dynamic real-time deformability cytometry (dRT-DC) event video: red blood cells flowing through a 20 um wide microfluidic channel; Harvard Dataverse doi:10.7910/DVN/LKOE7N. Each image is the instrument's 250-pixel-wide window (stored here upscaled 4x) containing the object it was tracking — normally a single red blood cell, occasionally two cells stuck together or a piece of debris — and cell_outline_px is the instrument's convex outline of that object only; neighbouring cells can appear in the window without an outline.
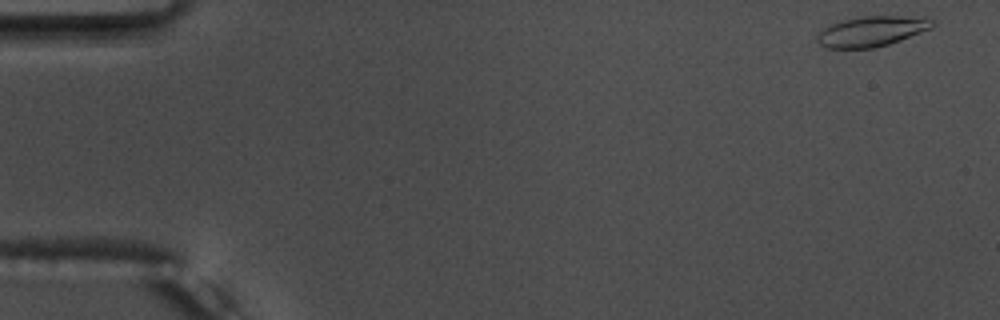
{"species": "common noctule bat (a hibernating species)", "species_latin": "Nyctalus noctula", "temperature_condition": "warm", "stored_images_in_passage": 53, "camera_frame_rate_fps": 3000, "um_per_image_px": 0.085, "animal": {"sex": "male", "body_mass_g": 17.5, "forearm_length_mm": 52.3}, "frame": {"image": 1, "passage_image": 1, "time_ms": 0.0, "image_size_px": [1000, 320], "cell_outline_px": [[936, 24], [932, 28], [900, 40], [888, 44], [872, 48], [824, 48], [816, 40], [816, 36], [828, 24], [844, 20], [864, 16], [900, 16], [936, 20]], "centroid_in_image_um": [74.06, 2.67], "position_along_channel_um": 10.9, "area_um2": 20.17}}
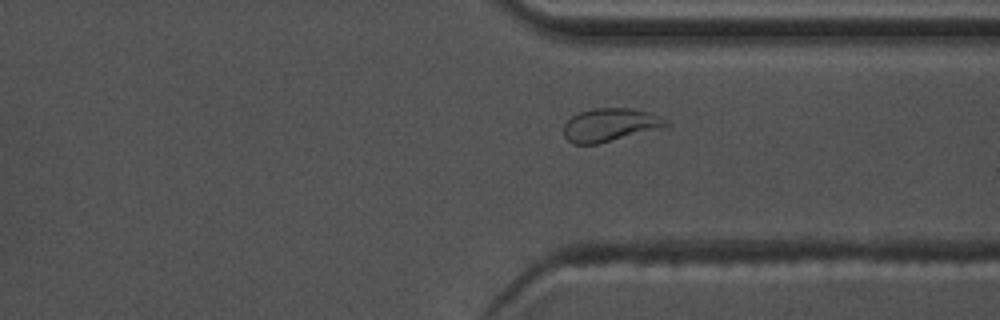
{"frame": {"image": 2, "passage_image": 40, "time_ms": 13.0, "image_size_px": [1000, 320], "cell_outline_px": [[672, 124], [664, 128], [596, 144], [572, 144], [564, 136], [564, 124], [572, 116], [580, 112], [592, 108], [628, 108], [648, 112], [660, 116], [668, 120]], "centroid_in_image_um": [51.89, 10.62], "position_along_channel_um": 359.5, "area_um2": 19.88}}
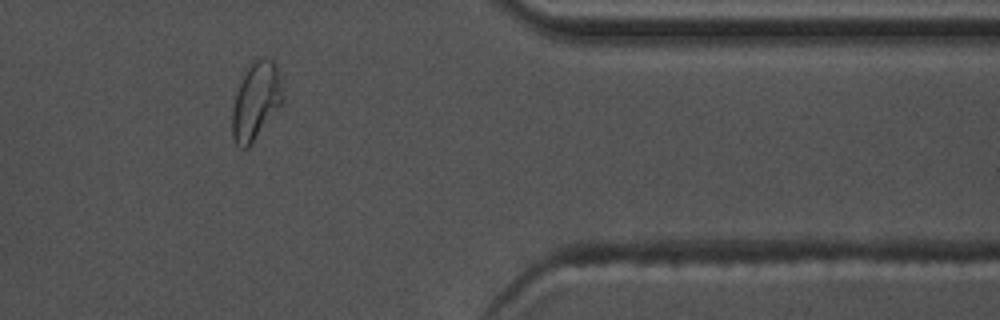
{"frame": {"image": 3, "passage_image": 44, "time_ms": 14.333, "image_size_px": [1000, 320], "cell_outline_px": [[284, 100], [248, 148], [240, 148], [236, 144], [232, 136], [232, 112], [236, 92], [248, 64], [252, 60], [260, 56], [264, 56], [272, 60], [276, 68], [284, 96]], "centroid_in_image_um": [21.73, 8.56], "position_along_channel_um": 389.7, "area_um2": 22.66}, "authors_computed_cell_mechanics": {"area_um2": 19.7676, "velocity_mm_per_s": 3.7278, "shape_relaxation_time_tau1_ms": 9.1468, "shape_relaxation_time_tau2_ms": 1.9709, "deformation_change_tau1": 0.2435, "deformation_change_tau2": 0.0832}}